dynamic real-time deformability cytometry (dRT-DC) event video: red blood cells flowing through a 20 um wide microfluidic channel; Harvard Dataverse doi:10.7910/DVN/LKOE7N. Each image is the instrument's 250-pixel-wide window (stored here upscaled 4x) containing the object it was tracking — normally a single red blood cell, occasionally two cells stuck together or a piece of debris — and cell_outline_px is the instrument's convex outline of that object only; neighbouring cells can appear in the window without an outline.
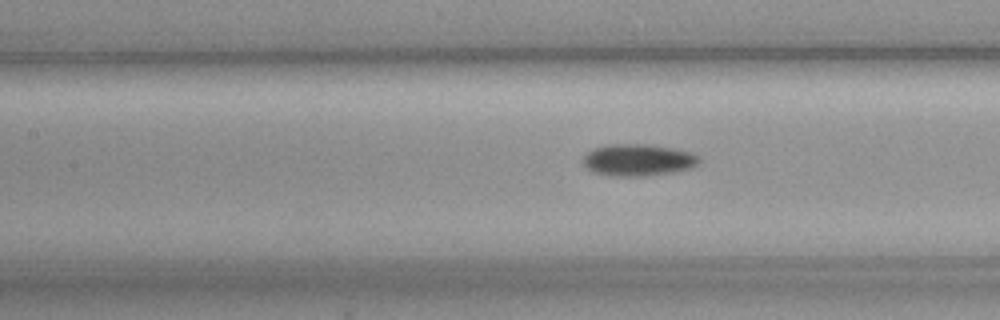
{"species": "common noctule bat (a hibernating species)", "species_latin": "Nyctalus noctula", "temperature_condition": "cold", "stored_images_in_passage": 36, "camera_frame_rate_fps": 3000, "um_per_image_px": 0.085, "animal": {"sex": "female", "body_mass_g": 19.3, "forearm_length_mm": 54.1}, "frame": {"image": 1, "passage_image": 12, "time_ms": 3.667, "image_size_px": [1000, 320], "cell_outline_px": [[700, 160], [692, 168], [676, 172], [648, 176], [616, 176], [592, 172], [584, 164], [584, 156], [588, 152], [596, 148], [608, 144], [644, 144], [672, 148], [692, 152]], "centroid_in_image_um": [54.26, 13.61], "position_along_channel_um": 153.1, "area_um2": 21.44}}
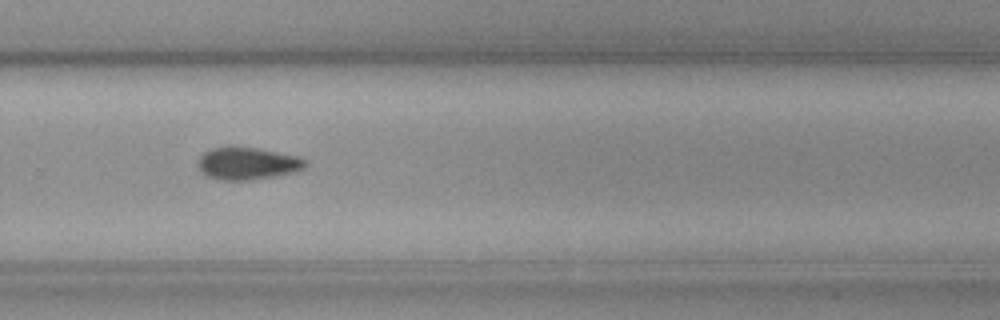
{"frame": {"image": 2, "passage_image": 25, "time_ms": 8.0, "image_size_px": [1000, 320], "cell_outline_px": [[308, 164], [304, 168], [296, 172], [248, 180], [224, 180], [208, 176], [200, 172], [196, 164], [200, 156], [208, 148], [228, 144], [232, 144], [256, 148], [296, 156], [304, 160]], "centroid_in_image_um": [20.95, 13.85], "position_along_channel_um": 308.9, "area_um2": 20.63}}
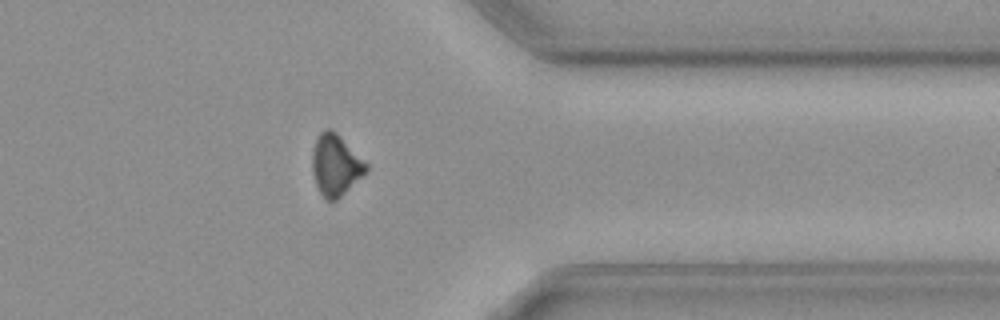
{"frame": {"image": 3, "passage_image": 32, "time_ms": 10.333, "image_size_px": [1000, 320], "cell_outline_px": [[368, 172], [336, 200], [328, 200], [320, 192], [316, 184], [312, 172], [312, 152], [316, 140], [320, 132], [328, 128], [332, 128], [368, 164]], "centroid_in_image_um": [28.54, 14.02], "position_along_channel_um": 382.9, "area_um2": 19.13}}